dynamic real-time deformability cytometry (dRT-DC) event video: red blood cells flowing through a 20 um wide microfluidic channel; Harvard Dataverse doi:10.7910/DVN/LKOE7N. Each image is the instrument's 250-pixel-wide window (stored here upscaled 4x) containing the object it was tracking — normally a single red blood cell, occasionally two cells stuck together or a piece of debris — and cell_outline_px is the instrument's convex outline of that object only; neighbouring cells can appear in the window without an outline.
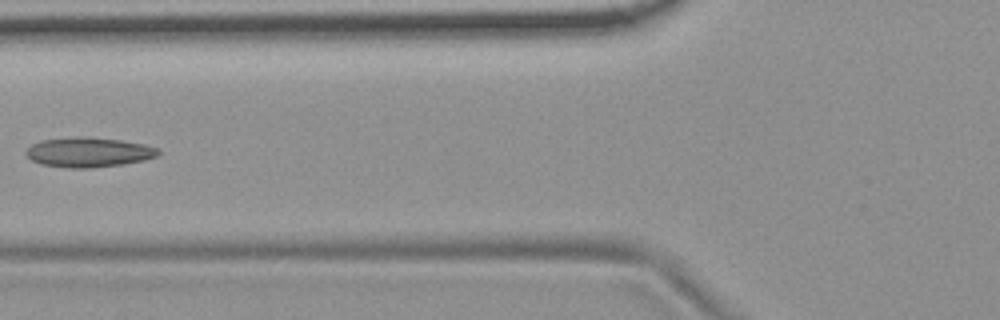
{"species": "common noctule bat (a hibernating species)", "species_latin": "Nyctalus noctula", "temperature_condition": "room temperature", "stored_images_in_passage": 6, "camera_frame_rate_fps": 3000, "um_per_image_px": 0.085, "animal": {"sex": "female", "body_mass_g": 19.9}, "frame": {"image": 1, "passage_image": 5, "time_ms": 5.667, "image_size_px": [1000, 320], "cell_outline_px": [[160, 152], [156, 156], [144, 160], [124, 164], [88, 168], [68, 168], [40, 164], [32, 160], [24, 152], [32, 144], [40, 140], [80, 136], [88, 136], [120, 140], [144, 144], [156, 148]], "centroid_in_image_um": [7.5, 12.93], "position_along_channel_um": 118.3, "area_um2": 22.95}}
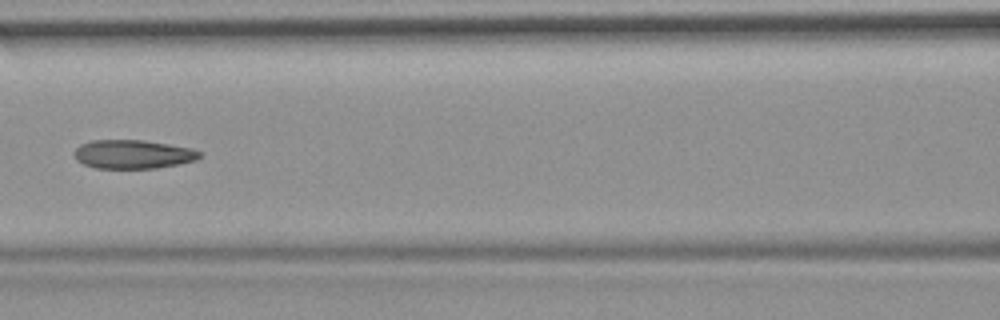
{"frame": {"image": 2, "passage_image": 6, "time_ms": 6.667, "image_size_px": [1000, 320], "cell_outline_px": [[200, 156], [196, 160], [180, 164], [156, 168], [96, 168], [84, 164], [76, 160], [76, 148], [80, 144], [92, 140], [144, 140], [192, 148], [200, 152]], "centroid_in_image_um": [11.32, 13.11], "position_along_channel_um": 155.3, "area_um2": 20.92}}